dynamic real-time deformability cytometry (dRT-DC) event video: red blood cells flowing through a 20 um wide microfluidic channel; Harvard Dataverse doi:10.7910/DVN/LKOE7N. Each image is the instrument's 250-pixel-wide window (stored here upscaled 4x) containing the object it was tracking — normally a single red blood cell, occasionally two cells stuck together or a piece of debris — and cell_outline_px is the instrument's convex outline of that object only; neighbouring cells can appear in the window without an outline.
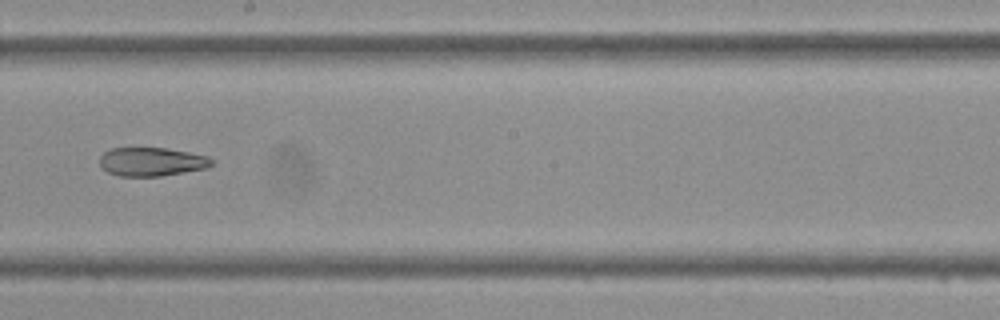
{"species": "Egyptian fruit bat (a non-hibernating species)", "species_latin": "Rousettus aegyptiacus", "temperature_condition": "cold", "stored_images_in_passage": 34, "camera_frame_rate_fps": 3000, "um_per_image_px": 0.085, "frame": {"image": 1, "passage_image": 15, "time_ms": 4.667, "image_size_px": [1000, 320], "cell_outline_px": [[216, 164], [208, 168], [160, 176], [120, 176], [108, 172], [100, 168], [100, 156], [104, 152], [112, 148], [164, 148], [188, 152], [208, 156], [216, 160]], "centroid_in_image_um": [12.93, 13.75], "position_along_channel_um": 235.3, "area_um2": 18.9}}
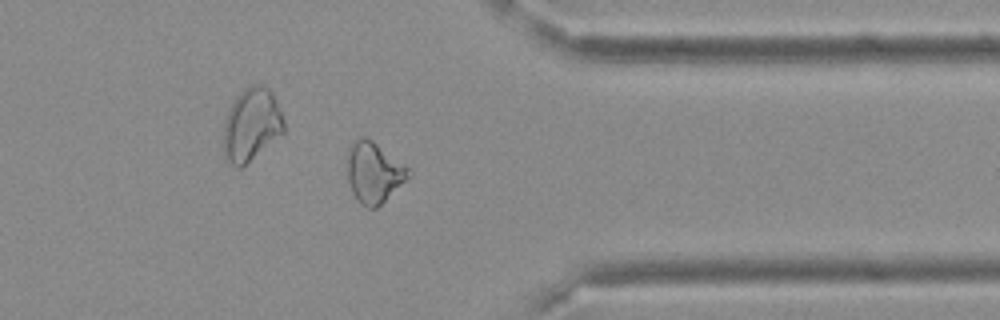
{"frame": {"image": 2, "passage_image": 25, "time_ms": 8.0, "image_size_px": [1000, 320], "cell_outline_px": [[412, 176], [408, 180], [376, 208], [368, 208], [360, 204], [356, 200], [352, 192], [348, 180], [348, 156], [352, 144], [360, 136], [364, 136], [372, 140], [404, 164], [412, 172]], "centroid_in_image_um": [31.81, 14.69], "position_along_channel_um": 379.6, "area_um2": 21.62}}